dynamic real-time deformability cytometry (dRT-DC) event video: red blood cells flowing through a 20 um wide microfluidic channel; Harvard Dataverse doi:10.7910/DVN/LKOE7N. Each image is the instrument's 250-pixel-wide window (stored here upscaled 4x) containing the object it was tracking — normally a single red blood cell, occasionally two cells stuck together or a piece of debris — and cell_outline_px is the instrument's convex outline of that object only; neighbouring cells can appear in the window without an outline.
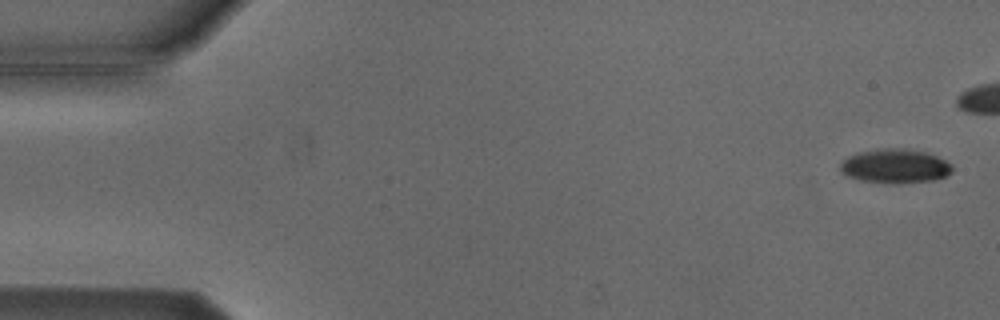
{"species": "Egyptian fruit bat (a non-hibernating species)", "species_latin": "Rousettus aegyptiacus", "temperature_condition": "cold", "stored_images_in_passage": 5, "camera_frame_rate_fps": 3000, "um_per_image_px": 0.085, "animal": {"sex": "male"}, "frame": {"image": 1, "passage_image": 1, "time_ms": 0.0, "image_size_px": [1000, 320], "cell_outline_px": [[952, 172], [948, 176], [932, 180], [896, 184], [860, 180], [848, 176], [840, 172], [840, 164], [848, 156], [860, 152], [884, 148], [908, 148], [928, 152], [952, 164]], "centroid_in_image_um": [76.11, 14.12], "position_along_channel_um": 8.9, "area_um2": 22.43}}